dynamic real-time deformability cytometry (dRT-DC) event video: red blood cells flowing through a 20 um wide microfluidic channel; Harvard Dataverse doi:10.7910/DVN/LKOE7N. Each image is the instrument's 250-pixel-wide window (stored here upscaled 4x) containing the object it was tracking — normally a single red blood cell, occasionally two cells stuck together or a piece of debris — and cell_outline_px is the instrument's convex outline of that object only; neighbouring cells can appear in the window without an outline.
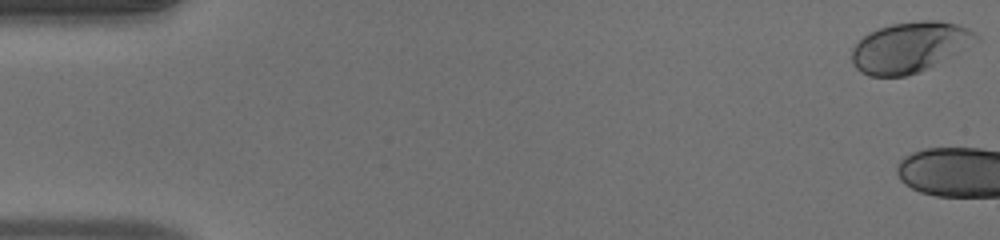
{"species": "human", "species_latin": "Homo sapiens", "temperature_condition": "warm", "stored_images_in_passage": 20, "camera_frame_rate_fps": 3000, "um_per_image_px": 0.085, "donor": {"sex": "male"}, "frame": {"image": 1, "passage_image": 1, "time_ms": 0.0, "image_size_px": [1000, 240], "cell_outline_px": [[980, 40], [928, 68], [908, 76], [868, 76], [860, 72], [852, 64], [852, 48], [868, 32], [892, 24], [920, 20], [940, 20], [960, 24], [976, 32], [980, 36]], "centroid_in_image_um": [77.34, 4.0], "position_along_channel_um": 7.7, "area_um2": 36.65}}
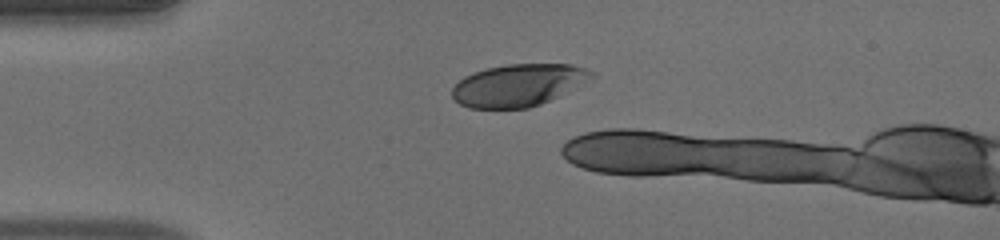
{"frame": {"image": 2, "passage_image": 13, "time_ms": 4.0, "image_size_px": [1000, 240], "cell_outline_px": [[596, 76], [540, 104], [528, 108], [468, 108], [460, 104], [452, 96], [452, 88], [464, 76], [472, 72], [488, 68], [508, 64], [572, 64], [588, 68], [596, 72]], "centroid_in_image_um": [44.05, 7.22], "position_along_channel_um": 41.0, "area_um2": 34.04}}
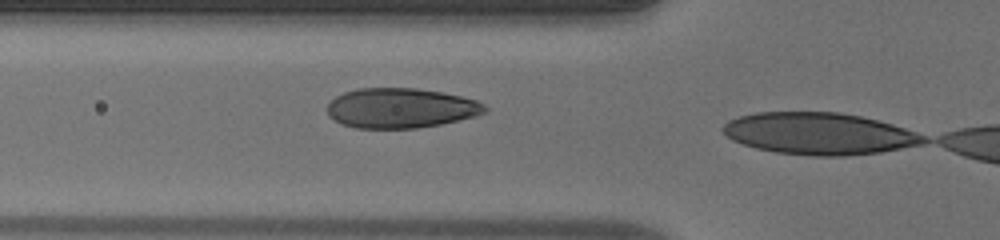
{"frame": {"image": 3, "passage_image": 19, "time_ms": 6.0, "image_size_px": [1000, 240], "cell_outline_px": [[488, 112], [476, 116], [440, 124], [416, 128], [356, 128], [340, 124], [328, 116], [324, 108], [336, 96], [344, 92], [356, 88], [416, 88], [440, 92], [460, 96], [476, 100], [484, 104], [488, 108]], "centroid_in_image_um": [34.03, 9.19], "position_along_channel_um": 91.8, "area_um2": 36.93}}